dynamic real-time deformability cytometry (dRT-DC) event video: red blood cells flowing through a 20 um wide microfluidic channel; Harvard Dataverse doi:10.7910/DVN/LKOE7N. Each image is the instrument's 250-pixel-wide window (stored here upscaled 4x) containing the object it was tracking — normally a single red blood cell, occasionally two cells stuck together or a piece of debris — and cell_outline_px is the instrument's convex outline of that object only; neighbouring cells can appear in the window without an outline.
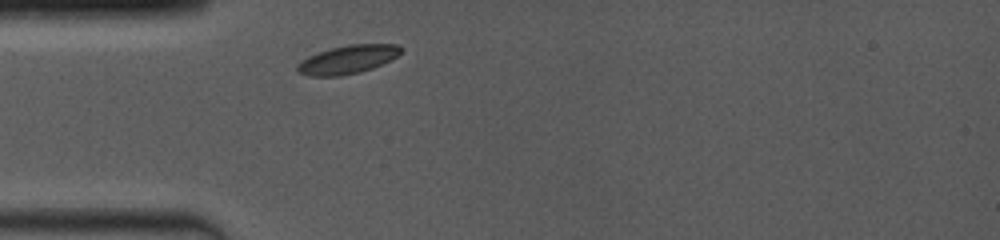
{"species": "common noctule bat (a hibernating species)", "species_latin": "Nyctalus noctula", "temperature_condition": "room temperature", "stored_images_in_passage": 1, "camera_frame_rate_fps": 4000, "um_per_image_px": 0.085, "animal": {"sex": "female", "body_mass_g": 19.0, "forearm_length_mm": 53.3}, "frame": {"image": 1, "passage_image": 1, "time_ms": 0.0, "image_size_px": [1000, 240], "cell_outline_px": [[400, 52], [396, 56], [372, 68], [360, 72], [340, 76], [308, 76], [300, 72], [296, 68], [296, 64], [308, 56], [328, 48], [348, 44], [396, 44], [400, 48]], "centroid_in_image_um": [29.49, 5.05], "position_along_channel_um": 55.5, "area_um2": 16.99}}